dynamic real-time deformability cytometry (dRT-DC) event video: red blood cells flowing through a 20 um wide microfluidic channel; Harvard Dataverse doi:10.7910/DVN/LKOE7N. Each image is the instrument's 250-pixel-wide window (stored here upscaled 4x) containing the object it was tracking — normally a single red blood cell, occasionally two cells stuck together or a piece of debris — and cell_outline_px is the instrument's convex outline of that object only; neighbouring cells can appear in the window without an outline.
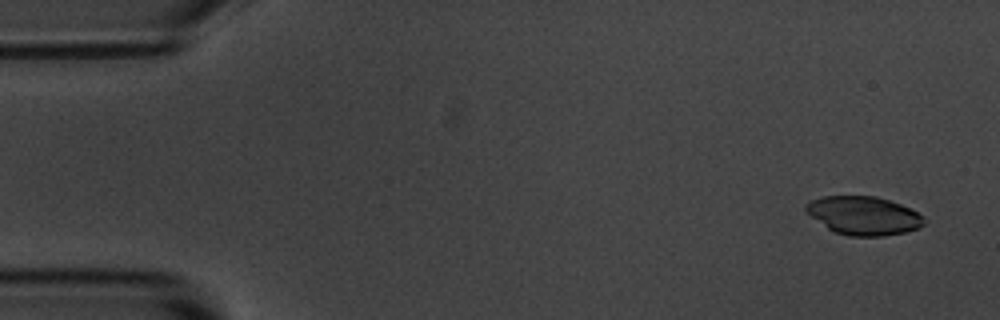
{"species": "common noctule bat (a hibernating species)", "species_latin": "Nyctalus noctula", "temperature_condition": "room temperature", "stored_images_in_passage": 4, "camera_frame_rate_fps": 3000, "um_per_image_px": 0.085, "animal": {"sex": "male", "body_mass_g": 20.1, "forearm_length_mm": 53.5}, "frame": {"image": 1, "passage_image": 1, "time_ms": 0.0, "image_size_px": [1000, 320], "cell_outline_px": [[924, 224], [920, 228], [904, 232], [884, 236], [848, 236], [836, 232], [828, 228], [812, 216], [804, 208], [804, 204], [812, 200], [824, 196], [876, 196], [900, 204], [924, 216]], "centroid_in_image_um": [73.42, 18.33], "position_along_channel_um": 11.6, "area_um2": 26.24}}